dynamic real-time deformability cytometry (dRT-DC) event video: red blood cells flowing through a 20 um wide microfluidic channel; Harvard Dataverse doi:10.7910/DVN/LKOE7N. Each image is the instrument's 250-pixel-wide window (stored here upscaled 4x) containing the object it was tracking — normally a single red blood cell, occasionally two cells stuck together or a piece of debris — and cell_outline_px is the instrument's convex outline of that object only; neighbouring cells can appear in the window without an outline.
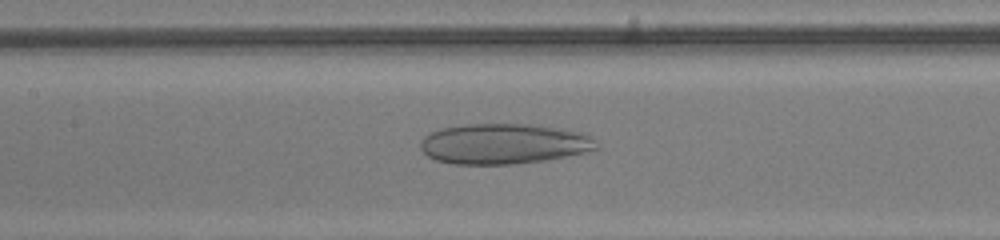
{"species": "human", "species_latin": "Homo sapiens", "temperature_condition": "room temperature", "stored_images_in_passage": 58, "camera_frame_rate_fps": 3000, "um_per_image_px": 0.085, "donor": {"sex": "male"}, "frame": {"image": 1, "passage_image": 34, "time_ms": 11.0, "image_size_px": [1000, 240], "cell_outline_px": [[600, 148], [584, 152], [544, 160], [512, 164], [456, 164], [436, 160], [428, 156], [420, 148], [420, 144], [424, 136], [440, 128], [468, 124], [532, 124], [584, 132], [592, 136]], "centroid_in_image_um": [42.83, 12.21], "position_along_channel_um": 164.6, "area_um2": 41.38}}
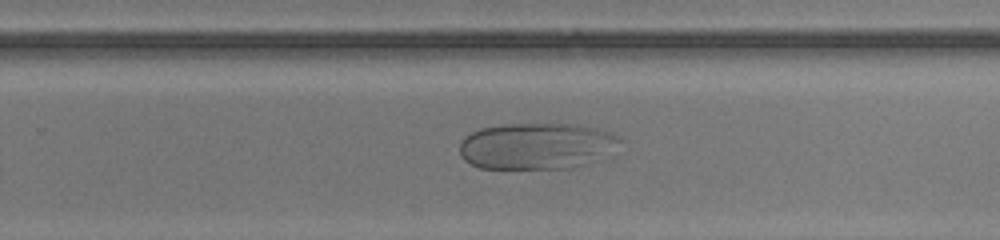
{"frame": {"image": 2, "passage_image": 43, "time_ms": 14.0, "image_size_px": [1000, 240], "cell_outline_px": [[624, 140], [592, 160], [584, 164], [568, 168], [480, 168], [464, 160], [460, 156], [460, 144], [464, 136], [480, 128], [500, 124], [576, 124], [596, 128], [612, 132], [620, 136]], "centroid_in_image_um": [45.54, 12.39], "position_along_channel_um": 284.3, "area_um2": 43.0}}
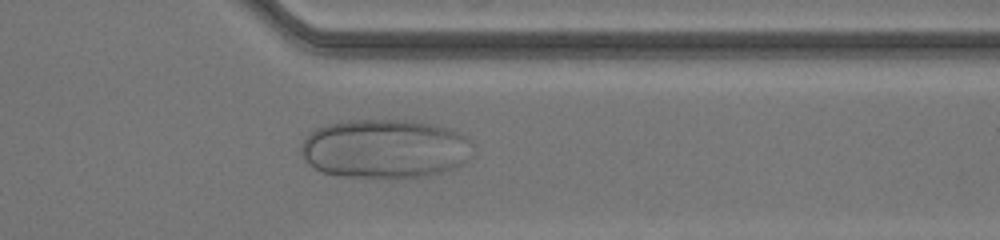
{"frame": {"image": 3, "passage_image": 50, "time_ms": 16.333, "image_size_px": [1000, 240], "cell_outline_px": [[472, 156], [464, 164], [456, 168], [424, 176], [336, 176], [320, 172], [308, 164], [304, 160], [300, 152], [300, 144], [316, 128], [328, 124], [352, 120], [408, 120], [432, 124], [448, 128], [460, 132], [472, 144]], "centroid_in_image_um": [32.71, 12.63], "position_along_channel_um": 378.7, "area_um2": 59.07}}